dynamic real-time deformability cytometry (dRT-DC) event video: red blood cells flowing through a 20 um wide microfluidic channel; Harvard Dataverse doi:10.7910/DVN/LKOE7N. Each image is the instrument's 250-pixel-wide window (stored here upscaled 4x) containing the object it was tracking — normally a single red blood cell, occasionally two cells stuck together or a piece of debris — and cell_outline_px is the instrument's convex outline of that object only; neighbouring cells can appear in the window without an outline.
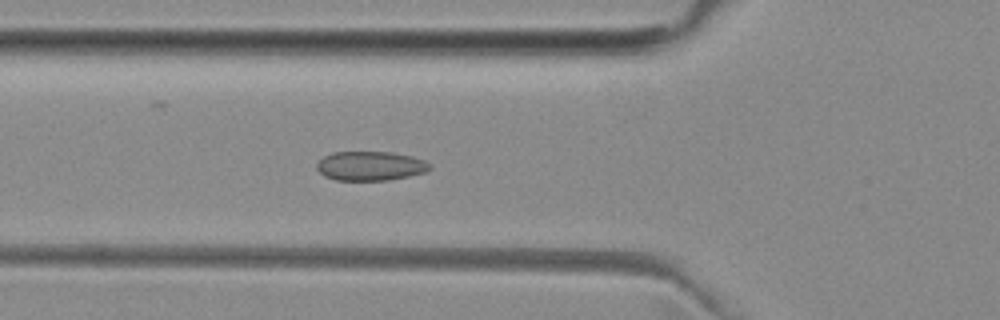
{"species": "common noctule bat (a hibernating species)", "species_latin": "Nyctalus noctula", "temperature_condition": "room temperature", "stored_images_in_passage": 51, "camera_frame_rate_fps": 3000, "um_per_image_px": 0.085, "animal": {"sex": "female", "body_mass_g": 29.2, "forearm_length_mm": 56.3}, "frame": {"image": 1, "passage_image": 18, "time_ms": 5.667, "image_size_px": [1000, 320], "cell_outline_px": [[432, 168], [424, 172], [408, 176], [388, 180], [336, 180], [324, 176], [316, 168], [316, 164], [324, 156], [332, 152], [392, 152], [412, 156], [424, 160]], "centroid_in_image_um": [31.46, 14.1], "position_along_channel_um": 94.3, "area_um2": 19.19}}
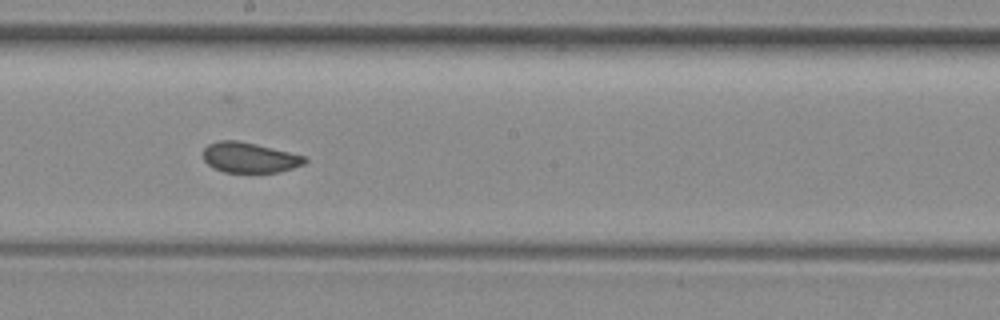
{"frame": {"image": 2, "passage_image": 28, "time_ms": 9.0, "image_size_px": [1000, 320], "cell_outline_px": [[308, 160], [304, 164], [280, 172], [224, 172], [208, 164], [204, 160], [204, 148], [208, 144], [220, 140], [236, 140], [256, 144], [308, 156]], "centroid_in_image_um": [21.25, 13.39], "position_along_channel_um": 226.9, "area_um2": 17.92}}
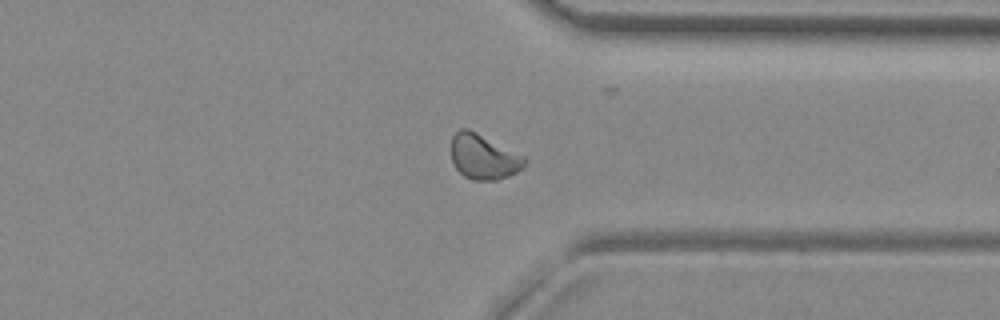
{"frame": {"image": 3, "passage_image": 39, "time_ms": 12.667, "image_size_px": [1000, 320], "cell_outline_px": [[528, 160], [524, 168], [508, 176], [496, 180], [472, 180], [464, 176], [452, 164], [452, 136], [460, 128], [468, 128], [524, 156]], "centroid_in_image_um": [41.11, 13.34], "position_along_channel_um": 370.3, "area_um2": 19.25}, "authors_computed_cell_mechanics": {"area_um2": 19.0162, "velocity_mm_per_s": 3.9769, "shape_relaxation_time_tau1_ms": 3.9354, "shape_relaxation_time_tau2_ms": null, "deformation_change_tau1": 0.0715, "deformation_change_tau2": null}}